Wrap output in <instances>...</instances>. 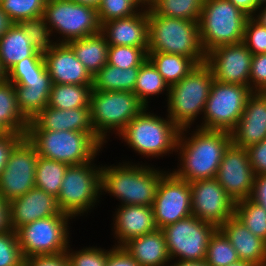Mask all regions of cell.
Segmentation results:
<instances>
[{
    "mask_svg": "<svg viewBox=\"0 0 266 266\" xmlns=\"http://www.w3.org/2000/svg\"><path fill=\"white\" fill-rule=\"evenodd\" d=\"M239 260L229 239L217 228L209 239L205 262L209 266H228Z\"/></svg>",
    "mask_w": 266,
    "mask_h": 266,
    "instance_id": "cell-38",
    "label": "cell"
},
{
    "mask_svg": "<svg viewBox=\"0 0 266 266\" xmlns=\"http://www.w3.org/2000/svg\"><path fill=\"white\" fill-rule=\"evenodd\" d=\"M250 199L266 210V174L255 176Z\"/></svg>",
    "mask_w": 266,
    "mask_h": 266,
    "instance_id": "cell-53",
    "label": "cell"
},
{
    "mask_svg": "<svg viewBox=\"0 0 266 266\" xmlns=\"http://www.w3.org/2000/svg\"><path fill=\"white\" fill-rule=\"evenodd\" d=\"M216 229L214 225L191 215L161 230L171 260L179 257L182 261H204L209 239Z\"/></svg>",
    "mask_w": 266,
    "mask_h": 266,
    "instance_id": "cell-13",
    "label": "cell"
},
{
    "mask_svg": "<svg viewBox=\"0 0 266 266\" xmlns=\"http://www.w3.org/2000/svg\"><path fill=\"white\" fill-rule=\"evenodd\" d=\"M250 164L255 175L266 174V138L248 149Z\"/></svg>",
    "mask_w": 266,
    "mask_h": 266,
    "instance_id": "cell-48",
    "label": "cell"
},
{
    "mask_svg": "<svg viewBox=\"0 0 266 266\" xmlns=\"http://www.w3.org/2000/svg\"><path fill=\"white\" fill-rule=\"evenodd\" d=\"M24 257L16 231L10 229L0 234V266H24Z\"/></svg>",
    "mask_w": 266,
    "mask_h": 266,
    "instance_id": "cell-43",
    "label": "cell"
},
{
    "mask_svg": "<svg viewBox=\"0 0 266 266\" xmlns=\"http://www.w3.org/2000/svg\"><path fill=\"white\" fill-rule=\"evenodd\" d=\"M68 164L38 156L35 186L58 197Z\"/></svg>",
    "mask_w": 266,
    "mask_h": 266,
    "instance_id": "cell-33",
    "label": "cell"
},
{
    "mask_svg": "<svg viewBox=\"0 0 266 266\" xmlns=\"http://www.w3.org/2000/svg\"><path fill=\"white\" fill-rule=\"evenodd\" d=\"M123 247L140 266H166L171 261L161 229L132 238Z\"/></svg>",
    "mask_w": 266,
    "mask_h": 266,
    "instance_id": "cell-26",
    "label": "cell"
},
{
    "mask_svg": "<svg viewBox=\"0 0 266 266\" xmlns=\"http://www.w3.org/2000/svg\"><path fill=\"white\" fill-rule=\"evenodd\" d=\"M145 108L133 92L92 90L90 109L95 135L105 143L108 130L119 134Z\"/></svg>",
    "mask_w": 266,
    "mask_h": 266,
    "instance_id": "cell-8",
    "label": "cell"
},
{
    "mask_svg": "<svg viewBox=\"0 0 266 266\" xmlns=\"http://www.w3.org/2000/svg\"><path fill=\"white\" fill-rule=\"evenodd\" d=\"M235 216L249 231L266 241V210L253 200L245 199L235 204Z\"/></svg>",
    "mask_w": 266,
    "mask_h": 266,
    "instance_id": "cell-36",
    "label": "cell"
},
{
    "mask_svg": "<svg viewBox=\"0 0 266 266\" xmlns=\"http://www.w3.org/2000/svg\"><path fill=\"white\" fill-rule=\"evenodd\" d=\"M145 108L119 133L133 150L146 157L176 151L180 129L167 117L151 114ZM147 112V113H146Z\"/></svg>",
    "mask_w": 266,
    "mask_h": 266,
    "instance_id": "cell-7",
    "label": "cell"
},
{
    "mask_svg": "<svg viewBox=\"0 0 266 266\" xmlns=\"http://www.w3.org/2000/svg\"><path fill=\"white\" fill-rule=\"evenodd\" d=\"M27 130L78 131L89 133L101 146L103 142L95 135L90 108L56 109L46 106L30 122Z\"/></svg>",
    "mask_w": 266,
    "mask_h": 266,
    "instance_id": "cell-22",
    "label": "cell"
},
{
    "mask_svg": "<svg viewBox=\"0 0 266 266\" xmlns=\"http://www.w3.org/2000/svg\"><path fill=\"white\" fill-rule=\"evenodd\" d=\"M148 59L147 50L133 46H113L109 45L107 64L128 69L140 67Z\"/></svg>",
    "mask_w": 266,
    "mask_h": 266,
    "instance_id": "cell-40",
    "label": "cell"
},
{
    "mask_svg": "<svg viewBox=\"0 0 266 266\" xmlns=\"http://www.w3.org/2000/svg\"><path fill=\"white\" fill-rule=\"evenodd\" d=\"M249 88L252 92L266 93V53L253 55Z\"/></svg>",
    "mask_w": 266,
    "mask_h": 266,
    "instance_id": "cell-47",
    "label": "cell"
},
{
    "mask_svg": "<svg viewBox=\"0 0 266 266\" xmlns=\"http://www.w3.org/2000/svg\"><path fill=\"white\" fill-rule=\"evenodd\" d=\"M14 87L17 107L28 122L48 106L50 90H36L19 84Z\"/></svg>",
    "mask_w": 266,
    "mask_h": 266,
    "instance_id": "cell-37",
    "label": "cell"
},
{
    "mask_svg": "<svg viewBox=\"0 0 266 266\" xmlns=\"http://www.w3.org/2000/svg\"><path fill=\"white\" fill-rule=\"evenodd\" d=\"M243 43L252 55L266 53V27L249 17L245 25Z\"/></svg>",
    "mask_w": 266,
    "mask_h": 266,
    "instance_id": "cell-44",
    "label": "cell"
},
{
    "mask_svg": "<svg viewBox=\"0 0 266 266\" xmlns=\"http://www.w3.org/2000/svg\"><path fill=\"white\" fill-rule=\"evenodd\" d=\"M128 164L101 167V193L105 191L117 197L121 205L152 206L158 184L166 172L147 165Z\"/></svg>",
    "mask_w": 266,
    "mask_h": 266,
    "instance_id": "cell-3",
    "label": "cell"
},
{
    "mask_svg": "<svg viewBox=\"0 0 266 266\" xmlns=\"http://www.w3.org/2000/svg\"><path fill=\"white\" fill-rule=\"evenodd\" d=\"M25 137L39 156L68 165L93 161L102 147L86 132L27 130Z\"/></svg>",
    "mask_w": 266,
    "mask_h": 266,
    "instance_id": "cell-5",
    "label": "cell"
},
{
    "mask_svg": "<svg viewBox=\"0 0 266 266\" xmlns=\"http://www.w3.org/2000/svg\"><path fill=\"white\" fill-rule=\"evenodd\" d=\"M24 266H69L66 252L58 255L33 256L25 259Z\"/></svg>",
    "mask_w": 266,
    "mask_h": 266,
    "instance_id": "cell-50",
    "label": "cell"
},
{
    "mask_svg": "<svg viewBox=\"0 0 266 266\" xmlns=\"http://www.w3.org/2000/svg\"><path fill=\"white\" fill-rule=\"evenodd\" d=\"M253 55L243 42L222 45L206 54L214 80L249 87Z\"/></svg>",
    "mask_w": 266,
    "mask_h": 266,
    "instance_id": "cell-18",
    "label": "cell"
},
{
    "mask_svg": "<svg viewBox=\"0 0 266 266\" xmlns=\"http://www.w3.org/2000/svg\"><path fill=\"white\" fill-rule=\"evenodd\" d=\"M248 18L229 0H205L198 24L206 54L222 45L243 42Z\"/></svg>",
    "mask_w": 266,
    "mask_h": 266,
    "instance_id": "cell-6",
    "label": "cell"
},
{
    "mask_svg": "<svg viewBox=\"0 0 266 266\" xmlns=\"http://www.w3.org/2000/svg\"><path fill=\"white\" fill-rule=\"evenodd\" d=\"M166 88L167 93H169V85L165 82L152 62L147 59L140 66L133 93L146 107H148L147 99L149 95L160 94Z\"/></svg>",
    "mask_w": 266,
    "mask_h": 266,
    "instance_id": "cell-34",
    "label": "cell"
},
{
    "mask_svg": "<svg viewBox=\"0 0 266 266\" xmlns=\"http://www.w3.org/2000/svg\"><path fill=\"white\" fill-rule=\"evenodd\" d=\"M143 4L144 7H149L155 0H139ZM146 5V6H145Z\"/></svg>",
    "mask_w": 266,
    "mask_h": 266,
    "instance_id": "cell-62",
    "label": "cell"
},
{
    "mask_svg": "<svg viewBox=\"0 0 266 266\" xmlns=\"http://www.w3.org/2000/svg\"><path fill=\"white\" fill-rule=\"evenodd\" d=\"M205 0H155L149 8L157 15L199 22Z\"/></svg>",
    "mask_w": 266,
    "mask_h": 266,
    "instance_id": "cell-35",
    "label": "cell"
},
{
    "mask_svg": "<svg viewBox=\"0 0 266 266\" xmlns=\"http://www.w3.org/2000/svg\"><path fill=\"white\" fill-rule=\"evenodd\" d=\"M47 0H2L0 6L13 23L44 14Z\"/></svg>",
    "mask_w": 266,
    "mask_h": 266,
    "instance_id": "cell-39",
    "label": "cell"
},
{
    "mask_svg": "<svg viewBox=\"0 0 266 266\" xmlns=\"http://www.w3.org/2000/svg\"><path fill=\"white\" fill-rule=\"evenodd\" d=\"M101 33L108 45L149 48L148 7L137 14L107 21L101 25Z\"/></svg>",
    "mask_w": 266,
    "mask_h": 266,
    "instance_id": "cell-23",
    "label": "cell"
},
{
    "mask_svg": "<svg viewBox=\"0 0 266 266\" xmlns=\"http://www.w3.org/2000/svg\"><path fill=\"white\" fill-rule=\"evenodd\" d=\"M67 247L69 266H105L109 251L100 248L87 247L75 253H70Z\"/></svg>",
    "mask_w": 266,
    "mask_h": 266,
    "instance_id": "cell-46",
    "label": "cell"
},
{
    "mask_svg": "<svg viewBox=\"0 0 266 266\" xmlns=\"http://www.w3.org/2000/svg\"><path fill=\"white\" fill-rule=\"evenodd\" d=\"M25 137L23 134L8 132L0 136V176L13 148Z\"/></svg>",
    "mask_w": 266,
    "mask_h": 266,
    "instance_id": "cell-49",
    "label": "cell"
},
{
    "mask_svg": "<svg viewBox=\"0 0 266 266\" xmlns=\"http://www.w3.org/2000/svg\"><path fill=\"white\" fill-rule=\"evenodd\" d=\"M31 40L33 48L44 55L55 44L50 40V29L44 16L22 20L18 23Z\"/></svg>",
    "mask_w": 266,
    "mask_h": 266,
    "instance_id": "cell-41",
    "label": "cell"
},
{
    "mask_svg": "<svg viewBox=\"0 0 266 266\" xmlns=\"http://www.w3.org/2000/svg\"><path fill=\"white\" fill-rule=\"evenodd\" d=\"M0 123L8 132L23 135L29 125L17 107L15 87L9 80L0 83Z\"/></svg>",
    "mask_w": 266,
    "mask_h": 266,
    "instance_id": "cell-31",
    "label": "cell"
},
{
    "mask_svg": "<svg viewBox=\"0 0 266 266\" xmlns=\"http://www.w3.org/2000/svg\"><path fill=\"white\" fill-rule=\"evenodd\" d=\"M252 90L244 85L213 81L201 129L230 133L240 120Z\"/></svg>",
    "mask_w": 266,
    "mask_h": 266,
    "instance_id": "cell-12",
    "label": "cell"
},
{
    "mask_svg": "<svg viewBox=\"0 0 266 266\" xmlns=\"http://www.w3.org/2000/svg\"><path fill=\"white\" fill-rule=\"evenodd\" d=\"M10 230L8 202L0 195V234Z\"/></svg>",
    "mask_w": 266,
    "mask_h": 266,
    "instance_id": "cell-55",
    "label": "cell"
},
{
    "mask_svg": "<svg viewBox=\"0 0 266 266\" xmlns=\"http://www.w3.org/2000/svg\"><path fill=\"white\" fill-rule=\"evenodd\" d=\"M105 266H140L123 246H114L109 250Z\"/></svg>",
    "mask_w": 266,
    "mask_h": 266,
    "instance_id": "cell-51",
    "label": "cell"
},
{
    "mask_svg": "<svg viewBox=\"0 0 266 266\" xmlns=\"http://www.w3.org/2000/svg\"><path fill=\"white\" fill-rule=\"evenodd\" d=\"M148 59L171 87L187 76L198 64L191 58L161 52H147Z\"/></svg>",
    "mask_w": 266,
    "mask_h": 266,
    "instance_id": "cell-30",
    "label": "cell"
},
{
    "mask_svg": "<svg viewBox=\"0 0 266 266\" xmlns=\"http://www.w3.org/2000/svg\"><path fill=\"white\" fill-rule=\"evenodd\" d=\"M50 32L53 29L68 43L101 32L97 9L71 0H47L43 14Z\"/></svg>",
    "mask_w": 266,
    "mask_h": 266,
    "instance_id": "cell-10",
    "label": "cell"
},
{
    "mask_svg": "<svg viewBox=\"0 0 266 266\" xmlns=\"http://www.w3.org/2000/svg\"><path fill=\"white\" fill-rule=\"evenodd\" d=\"M186 129H180L176 147V151H180L181 166L172 173L188 182L215 178L222 157L232 144L230 133L199 127L187 139L183 135Z\"/></svg>",
    "mask_w": 266,
    "mask_h": 266,
    "instance_id": "cell-1",
    "label": "cell"
},
{
    "mask_svg": "<svg viewBox=\"0 0 266 266\" xmlns=\"http://www.w3.org/2000/svg\"><path fill=\"white\" fill-rule=\"evenodd\" d=\"M91 162L68 165L64 174L56 199L60 211L71 218L88 212L101 194V168Z\"/></svg>",
    "mask_w": 266,
    "mask_h": 266,
    "instance_id": "cell-9",
    "label": "cell"
},
{
    "mask_svg": "<svg viewBox=\"0 0 266 266\" xmlns=\"http://www.w3.org/2000/svg\"><path fill=\"white\" fill-rule=\"evenodd\" d=\"M69 218L66 214H56L19 227L16 234L24 259L66 252L70 247Z\"/></svg>",
    "mask_w": 266,
    "mask_h": 266,
    "instance_id": "cell-11",
    "label": "cell"
},
{
    "mask_svg": "<svg viewBox=\"0 0 266 266\" xmlns=\"http://www.w3.org/2000/svg\"><path fill=\"white\" fill-rule=\"evenodd\" d=\"M255 176L248 150L231 144L222 157L215 179L236 203L251 197Z\"/></svg>",
    "mask_w": 266,
    "mask_h": 266,
    "instance_id": "cell-17",
    "label": "cell"
},
{
    "mask_svg": "<svg viewBox=\"0 0 266 266\" xmlns=\"http://www.w3.org/2000/svg\"><path fill=\"white\" fill-rule=\"evenodd\" d=\"M114 218L115 238L118 245L123 246L135 237L157 230L152 206L121 205Z\"/></svg>",
    "mask_w": 266,
    "mask_h": 266,
    "instance_id": "cell-24",
    "label": "cell"
},
{
    "mask_svg": "<svg viewBox=\"0 0 266 266\" xmlns=\"http://www.w3.org/2000/svg\"><path fill=\"white\" fill-rule=\"evenodd\" d=\"M6 133H8V131L0 123V136L5 135Z\"/></svg>",
    "mask_w": 266,
    "mask_h": 266,
    "instance_id": "cell-63",
    "label": "cell"
},
{
    "mask_svg": "<svg viewBox=\"0 0 266 266\" xmlns=\"http://www.w3.org/2000/svg\"><path fill=\"white\" fill-rule=\"evenodd\" d=\"M192 215L219 228L235 215V202L215 179L189 182Z\"/></svg>",
    "mask_w": 266,
    "mask_h": 266,
    "instance_id": "cell-16",
    "label": "cell"
},
{
    "mask_svg": "<svg viewBox=\"0 0 266 266\" xmlns=\"http://www.w3.org/2000/svg\"><path fill=\"white\" fill-rule=\"evenodd\" d=\"M232 145L248 149L266 138V93L253 92L243 114L230 132Z\"/></svg>",
    "mask_w": 266,
    "mask_h": 266,
    "instance_id": "cell-20",
    "label": "cell"
},
{
    "mask_svg": "<svg viewBox=\"0 0 266 266\" xmlns=\"http://www.w3.org/2000/svg\"><path fill=\"white\" fill-rule=\"evenodd\" d=\"M38 156L26 137L13 148L0 176V195L6 202L23 196L35 187Z\"/></svg>",
    "mask_w": 266,
    "mask_h": 266,
    "instance_id": "cell-14",
    "label": "cell"
},
{
    "mask_svg": "<svg viewBox=\"0 0 266 266\" xmlns=\"http://www.w3.org/2000/svg\"><path fill=\"white\" fill-rule=\"evenodd\" d=\"M219 229L229 239L240 260L255 266H266V241L252 234L235 215Z\"/></svg>",
    "mask_w": 266,
    "mask_h": 266,
    "instance_id": "cell-25",
    "label": "cell"
},
{
    "mask_svg": "<svg viewBox=\"0 0 266 266\" xmlns=\"http://www.w3.org/2000/svg\"><path fill=\"white\" fill-rule=\"evenodd\" d=\"M264 7V9H263ZM262 8V10L260 9ZM259 10V15L255 14L256 16L253 17L256 21H258L261 25H263L264 27H266V6H259L257 9V12ZM261 10V11H260Z\"/></svg>",
    "mask_w": 266,
    "mask_h": 266,
    "instance_id": "cell-58",
    "label": "cell"
},
{
    "mask_svg": "<svg viewBox=\"0 0 266 266\" xmlns=\"http://www.w3.org/2000/svg\"><path fill=\"white\" fill-rule=\"evenodd\" d=\"M67 44L92 77L107 64L109 45L101 32Z\"/></svg>",
    "mask_w": 266,
    "mask_h": 266,
    "instance_id": "cell-28",
    "label": "cell"
},
{
    "mask_svg": "<svg viewBox=\"0 0 266 266\" xmlns=\"http://www.w3.org/2000/svg\"><path fill=\"white\" fill-rule=\"evenodd\" d=\"M191 189L188 181L165 173L157 187L152 204L154 220L158 229L192 215Z\"/></svg>",
    "mask_w": 266,
    "mask_h": 266,
    "instance_id": "cell-15",
    "label": "cell"
},
{
    "mask_svg": "<svg viewBox=\"0 0 266 266\" xmlns=\"http://www.w3.org/2000/svg\"><path fill=\"white\" fill-rule=\"evenodd\" d=\"M8 212L9 226L14 231L38 219L64 214L57 205V199L36 186L23 196L10 200Z\"/></svg>",
    "mask_w": 266,
    "mask_h": 266,
    "instance_id": "cell-19",
    "label": "cell"
},
{
    "mask_svg": "<svg viewBox=\"0 0 266 266\" xmlns=\"http://www.w3.org/2000/svg\"><path fill=\"white\" fill-rule=\"evenodd\" d=\"M9 16L2 10L0 6V37L13 25Z\"/></svg>",
    "mask_w": 266,
    "mask_h": 266,
    "instance_id": "cell-56",
    "label": "cell"
},
{
    "mask_svg": "<svg viewBox=\"0 0 266 266\" xmlns=\"http://www.w3.org/2000/svg\"><path fill=\"white\" fill-rule=\"evenodd\" d=\"M43 57L52 84L92 85L93 77L67 43L55 42Z\"/></svg>",
    "mask_w": 266,
    "mask_h": 266,
    "instance_id": "cell-21",
    "label": "cell"
},
{
    "mask_svg": "<svg viewBox=\"0 0 266 266\" xmlns=\"http://www.w3.org/2000/svg\"><path fill=\"white\" fill-rule=\"evenodd\" d=\"M8 80V72L3 67L1 60H0V83L5 82Z\"/></svg>",
    "mask_w": 266,
    "mask_h": 266,
    "instance_id": "cell-60",
    "label": "cell"
},
{
    "mask_svg": "<svg viewBox=\"0 0 266 266\" xmlns=\"http://www.w3.org/2000/svg\"><path fill=\"white\" fill-rule=\"evenodd\" d=\"M27 57H43L32 46L31 40L18 23H14L0 37V60L7 72Z\"/></svg>",
    "mask_w": 266,
    "mask_h": 266,
    "instance_id": "cell-27",
    "label": "cell"
},
{
    "mask_svg": "<svg viewBox=\"0 0 266 266\" xmlns=\"http://www.w3.org/2000/svg\"><path fill=\"white\" fill-rule=\"evenodd\" d=\"M92 85L52 84L48 106L56 109L90 108Z\"/></svg>",
    "mask_w": 266,
    "mask_h": 266,
    "instance_id": "cell-32",
    "label": "cell"
},
{
    "mask_svg": "<svg viewBox=\"0 0 266 266\" xmlns=\"http://www.w3.org/2000/svg\"><path fill=\"white\" fill-rule=\"evenodd\" d=\"M148 22L147 52L182 55L193 59L198 65L206 62V52L202 47L198 22L159 16L149 7Z\"/></svg>",
    "mask_w": 266,
    "mask_h": 266,
    "instance_id": "cell-2",
    "label": "cell"
},
{
    "mask_svg": "<svg viewBox=\"0 0 266 266\" xmlns=\"http://www.w3.org/2000/svg\"><path fill=\"white\" fill-rule=\"evenodd\" d=\"M257 1L259 6H262L263 4L266 5V0H257Z\"/></svg>",
    "mask_w": 266,
    "mask_h": 266,
    "instance_id": "cell-64",
    "label": "cell"
},
{
    "mask_svg": "<svg viewBox=\"0 0 266 266\" xmlns=\"http://www.w3.org/2000/svg\"><path fill=\"white\" fill-rule=\"evenodd\" d=\"M213 81L210 67L203 63L169 88L168 117L179 129H190L200 112L204 113Z\"/></svg>",
    "mask_w": 266,
    "mask_h": 266,
    "instance_id": "cell-4",
    "label": "cell"
},
{
    "mask_svg": "<svg viewBox=\"0 0 266 266\" xmlns=\"http://www.w3.org/2000/svg\"><path fill=\"white\" fill-rule=\"evenodd\" d=\"M228 266H255V265L246 261L239 260L235 263L229 264Z\"/></svg>",
    "mask_w": 266,
    "mask_h": 266,
    "instance_id": "cell-61",
    "label": "cell"
},
{
    "mask_svg": "<svg viewBox=\"0 0 266 266\" xmlns=\"http://www.w3.org/2000/svg\"><path fill=\"white\" fill-rule=\"evenodd\" d=\"M139 69H121L106 64L93 76L92 90L133 92Z\"/></svg>",
    "mask_w": 266,
    "mask_h": 266,
    "instance_id": "cell-29",
    "label": "cell"
},
{
    "mask_svg": "<svg viewBox=\"0 0 266 266\" xmlns=\"http://www.w3.org/2000/svg\"><path fill=\"white\" fill-rule=\"evenodd\" d=\"M139 0H101L97 8L100 24L120 18H126L138 13Z\"/></svg>",
    "mask_w": 266,
    "mask_h": 266,
    "instance_id": "cell-42",
    "label": "cell"
},
{
    "mask_svg": "<svg viewBox=\"0 0 266 266\" xmlns=\"http://www.w3.org/2000/svg\"><path fill=\"white\" fill-rule=\"evenodd\" d=\"M169 266V265H168ZM170 266H209L205 260L204 261H182L178 260L173 265Z\"/></svg>",
    "mask_w": 266,
    "mask_h": 266,
    "instance_id": "cell-57",
    "label": "cell"
},
{
    "mask_svg": "<svg viewBox=\"0 0 266 266\" xmlns=\"http://www.w3.org/2000/svg\"><path fill=\"white\" fill-rule=\"evenodd\" d=\"M18 84L36 90H51L52 88V80L46 69L40 75L23 78Z\"/></svg>",
    "mask_w": 266,
    "mask_h": 266,
    "instance_id": "cell-52",
    "label": "cell"
},
{
    "mask_svg": "<svg viewBox=\"0 0 266 266\" xmlns=\"http://www.w3.org/2000/svg\"><path fill=\"white\" fill-rule=\"evenodd\" d=\"M249 17H254L259 5L257 0H229Z\"/></svg>",
    "mask_w": 266,
    "mask_h": 266,
    "instance_id": "cell-54",
    "label": "cell"
},
{
    "mask_svg": "<svg viewBox=\"0 0 266 266\" xmlns=\"http://www.w3.org/2000/svg\"><path fill=\"white\" fill-rule=\"evenodd\" d=\"M71 1H74L76 3H80L82 5L91 6V7H94L95 9H97L99 7L101 0H71Z\"/></svg>",
    "mask_w": 266,
    "mask_h": 266,
    "instance_id": "cell-59",
    "label": "cell"
},
{
    "mask_svg": "<svg viewBox=\"0 0 266 266\" xmlns=\"http://www.w3.org/2000/svg\"><path fill=\"white\" fill-rule=\"evenodd\" d=\"M45 69L44 57H27L8 71V80L18 84L23 78L40 75Z\"/></svg>",
    "mask_w": 266,
    "mask_h": 266,
    "instance_id": "cell-45",
    "label": "cell"
}]
</instances>
